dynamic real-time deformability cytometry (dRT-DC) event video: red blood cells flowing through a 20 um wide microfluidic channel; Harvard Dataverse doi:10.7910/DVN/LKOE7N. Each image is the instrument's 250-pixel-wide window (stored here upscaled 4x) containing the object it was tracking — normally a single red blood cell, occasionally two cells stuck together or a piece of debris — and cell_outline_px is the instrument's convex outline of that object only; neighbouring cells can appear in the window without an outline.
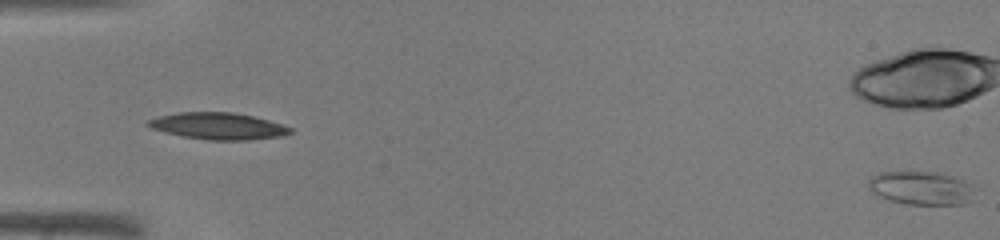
{"species": "common noctule bat (a hibernating species)", "species_latin": "Nyctalus noctula", "temperature_condition": "warm", "stored_images_in_passage": 7, "segment_of_instrument_passage": [2, 2], "camera_frame_rate_fps": 3000, "um_per_image_px": 0.085, "animal": {"sex": "male", "body_mass_g": 19.0, "forearm_length_mm": 50.8}, "frame": {"image": 1, "passage_image": 7, "time_ms": 2.0, "image_size_px": [1000, 240], "cell_outline_px": [[972, 200], [960, 204], [908, 204], [888, 200], [872, 192], [868, 188], [868, 180], [872, 176], [880, 172], [936, 172], [960, 180], [968, 184]], "centroid_in_image_um": [78.18, 15.99], "position_along_channel_um": 6.8, "area_um2": 20.11}}